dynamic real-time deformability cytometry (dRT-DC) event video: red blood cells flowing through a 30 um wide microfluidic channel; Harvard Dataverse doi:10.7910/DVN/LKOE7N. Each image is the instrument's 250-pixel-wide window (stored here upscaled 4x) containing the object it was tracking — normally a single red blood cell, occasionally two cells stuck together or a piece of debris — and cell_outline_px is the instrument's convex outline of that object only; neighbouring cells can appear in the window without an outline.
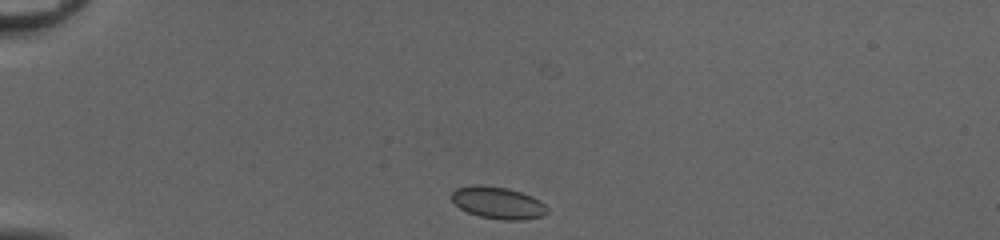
{"species": "common noctule bat (a hibernating species)", "species_latin": "Nyctalus noctula", "temperature_condition": "cold", "stored_images_in_passage": 39, "camera_frame_rate_fps": 3000, "um_per_image_px": 0.085, "animal": {"sex": "female", "body_mass_g": 20.0, "forearm_length_mm": 54.0}, "frame": {"image": 1, "passage_image": 1, "time_ms": 0.0, "image_size_px": [1000, 240], "cell_outline_px": [[548, 212], [544, 216], [520, 220], [504, 220], [480, 216], [468, 212], [460, 208], [452, 200], [452, 192], [456, 188], [472, 184], [484, 184], [508, 188], [532, 196], [540, 200], [548, 208]], "centroid_in_image_um": [42.34, 17.22], "position_along_channel_um": 42.7, "area_um2": 17.98}}
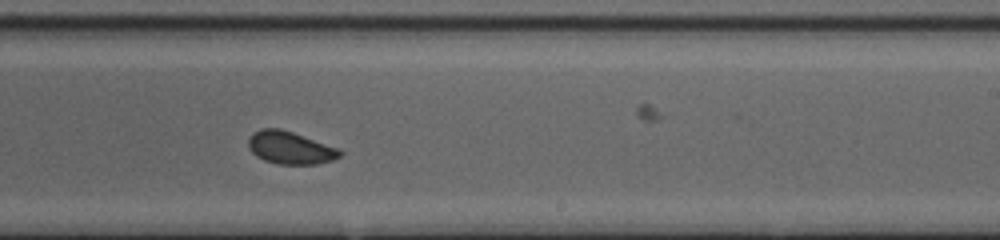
{"frame": {"image": 2, "passage_image": 21, "time_ms": 6.667, "image_size_px": [1000, 240], "cell_outline_px": [[344, 152], [340, 156], [332, 160], [316, 164], [280, 164], [264, 160], [256, 156], [248, 148], [248, 136], [252, 132], [260, 128], [280, 128], [340, 148]], "centroid_in_image_um": [24.65, 12.55], "position_along_channel_um": 264.3, "area_um2": 17.57}}
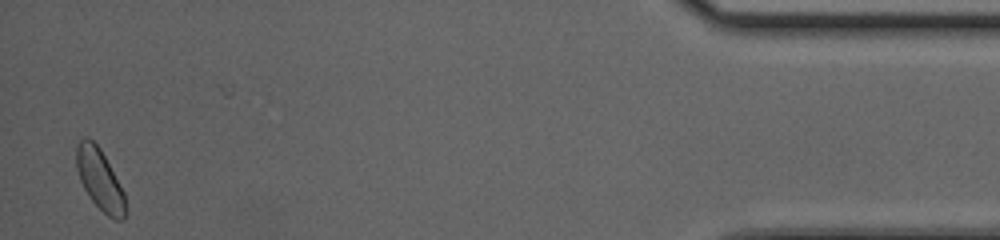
{"frame": {"image": 3, "passage_image": 38, "time_ms": 12.333, "image_size_px": [1000, 240], "cell_outline_px": [[124, 220], [116, 220], [108, 216], [88, 196], [80, 180], [76, 168], [76, 144], [84, 136], [88, 136], [100, 148], [124, 192]], "centroid_in_image_um": [8.44, 15.21], "position_along_channel_um": 426.8, "area_um2": 17.17}, "authors_computed_cell_mechanics": {"area_um2": 17.2822, "velocity_mm_per_s": 4.083, "shape_relaxation_time_tau1_ms": 2.7728, "shape_relaxation_time_tau2_ms": 1.1907, "deformation_change_tau1": 0.0435, "deformation_change_tau2": 0.0458}}